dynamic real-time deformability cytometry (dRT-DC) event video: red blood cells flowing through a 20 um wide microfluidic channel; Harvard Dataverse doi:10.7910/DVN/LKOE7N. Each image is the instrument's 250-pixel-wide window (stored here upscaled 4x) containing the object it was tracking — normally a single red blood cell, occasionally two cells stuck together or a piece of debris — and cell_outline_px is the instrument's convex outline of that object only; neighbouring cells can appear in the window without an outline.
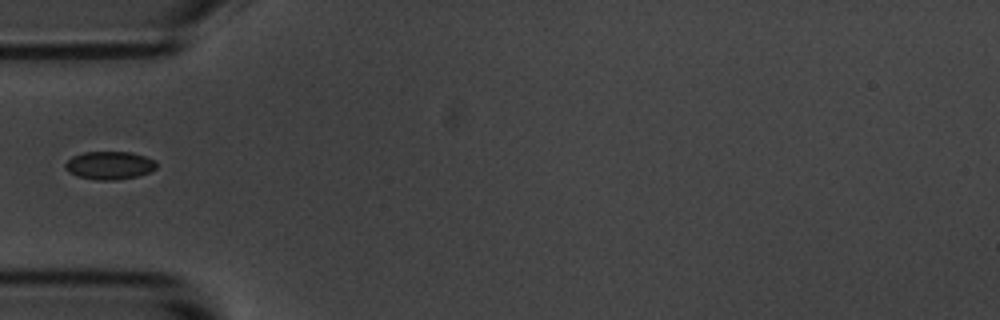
{"species": "common noctule bat (a hibernating species)", "species_latin": "Nyctalus noctula", "temperature_condition": "room temperature", "stored_images_in_passage": 6, "camera_frame_rate_fps": 3000, "um_per_image_px": 0.085, "animal": {"sex": "male", "body_mass_g": 20.1, "forearm_length_mm": 53.5}, "frame": {"image": 1, "passage_image": 6, "time_ms": 5.333, "image_size_px": [1000, 320], "cell_outline_px": [[156, 168], [148, 172], [136, 176], [116, 180], [96, 180], [76, 176], [68, 172], [64, 168], [64, 164], [72, 156], [84, 152], [132, 152], [156, 160]], "centroid_in_image_um": [9.27, 14.05], "position_along_channel_um": 75.7, "area_um2": 14.97}}